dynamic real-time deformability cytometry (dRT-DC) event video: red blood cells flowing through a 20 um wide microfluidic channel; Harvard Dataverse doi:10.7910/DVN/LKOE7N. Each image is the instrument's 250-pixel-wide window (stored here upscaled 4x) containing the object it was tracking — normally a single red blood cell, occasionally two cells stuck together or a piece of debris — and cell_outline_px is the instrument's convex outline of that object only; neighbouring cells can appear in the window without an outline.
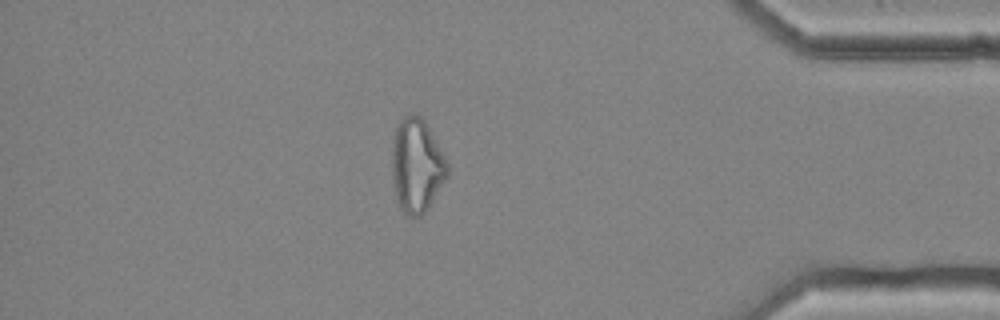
{"species": "common noctule bat (a hibernating species)", "species_latin": "Nyctalus noctula", "temperature_condition": "cold", "stored_images_in_passage": 50, "camera_frame_rate_fps": 3000, "um_per_image_px": 0.085, "animal": {"sex": "female", "body_mass_g": 25.1}, "frame": {"image": 1, "passage_image": 43, "time_ms": 14.0, "image_size_px": [1000, 320], "cell_outline_px": [[448, 176], [428, 208], [420, 216], [408, 216], [400, 208], [396, 200], [392, 176], [392, 136], [400, 120], [404, 116], [412, 112], [420, 116], [424, 120], [444, 156], [448, 164]], "centroid_in_image_um": [35.4, 14.07], "position_along_channel_um": 399.8, "area_um2": 30.35}, "authors_computed_cell_mechanics": {"area_um2": 29.4491, "velocity_mm_per_s": 3.6695, "shape_relaxation_time_tau1_ms": null, "shape_relaxation_time_tau2_ms": 1.9347, "deformation_change_tau1": null, "deformation_change_tau2": 0.1104}}